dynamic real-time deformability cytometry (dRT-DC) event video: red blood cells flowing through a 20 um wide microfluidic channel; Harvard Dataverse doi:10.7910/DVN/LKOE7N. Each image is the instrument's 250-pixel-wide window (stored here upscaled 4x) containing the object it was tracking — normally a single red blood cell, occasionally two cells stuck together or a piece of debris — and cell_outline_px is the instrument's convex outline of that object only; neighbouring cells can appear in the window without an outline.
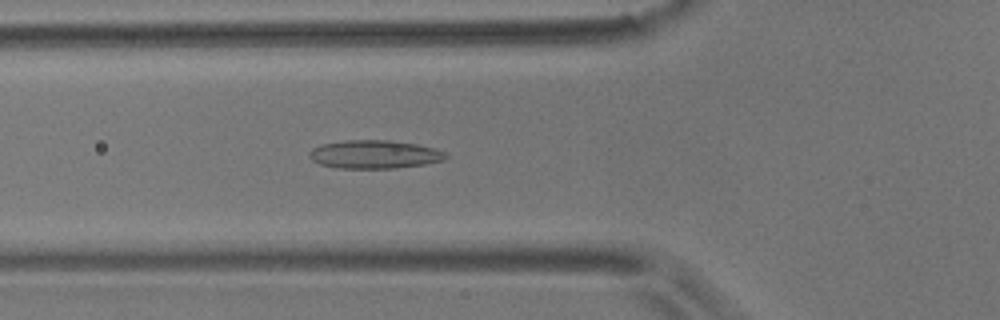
{"species": "common noctule bat (a hibernating species)", "species_latin": "Nyctalus noctula", "temperature_condition": "room temperature", "stored_images_in_passage": 5, "camera_frame_rate_fps": 3000, "um_per_image_px": 0.085, "animal": {"sex": "male", "body_mass_g": 17.9}, "frame": {"image": 1, "passage_image": 5, "time_ms": 1.333, "image_size_px": [1000, 320], "cell_outline_px": [[448, 156], [444, 160], [424, 164], [392, 168], [340, 168], [320, 164], [312, 160], [308, 156], [308, 152], [312, 148], [320, 144], [344, 140], [392, 140], [416, 144], [432, 148], [444, 152]], "centroid_in_image_um": [31.78, 13.11], "position_along_channel_um": 94.0, "area_um2": 22.48}}